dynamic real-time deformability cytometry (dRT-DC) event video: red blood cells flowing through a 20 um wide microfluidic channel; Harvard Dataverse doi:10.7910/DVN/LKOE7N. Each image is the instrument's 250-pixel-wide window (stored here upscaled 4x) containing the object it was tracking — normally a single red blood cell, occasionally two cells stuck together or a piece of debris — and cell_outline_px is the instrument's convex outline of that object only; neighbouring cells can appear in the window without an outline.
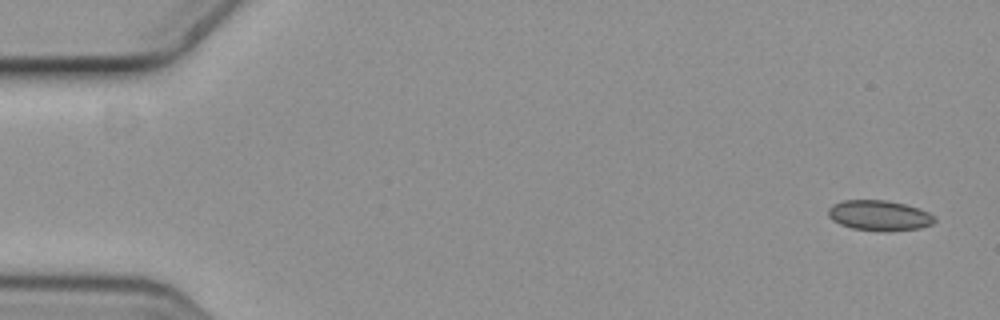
{"species": "common noctule bat (a hibernating species)", "species_latin": "Nyctalus noctula", "temperature_condition": "cold", "stored_images_in_passage": 5, "camera_frame_rate_fps": 3000, "um_per_image_px": 0.085, "animal": {"sex": "female", "body_mass_g": 19.3, "forearm_length_mm": 54.1}, "frame": {"image": 1, "passage_image": 1, "time_ms": 0.0, "image_size_px": [1000, 320], "cell_outline_px": [[936, 220], [932, 224], [920, 228], [888, 232], [884, 232], [852, 228], [840, 224], [832, 220], [828, 216], [828, 208], [832, 204], [844, 200], [884, 200], [904, 204], [920, 208], [936, 216]], "centroid_in_image_um": [74.75, 18.32], "position_along_channel_um": 10.2, "area_um2": 19.02}}
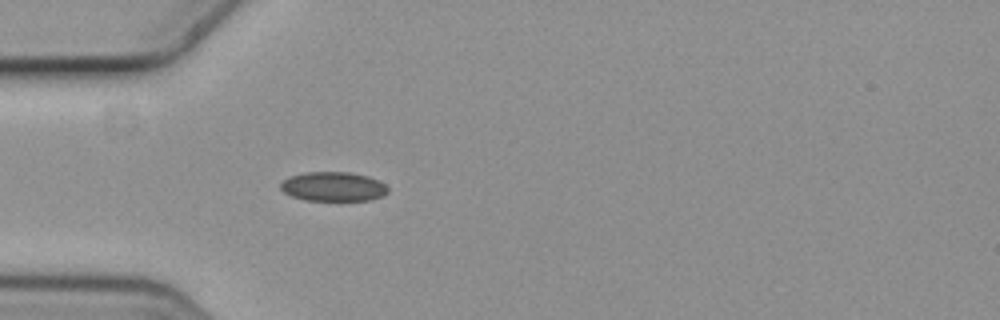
{"frame": {"image": 2, "passage_image": 5, "time_ms": 1.333, "image_size_px": [1000, 320], "cell_outline_px": [[388, 192], [384, 196], [372, 200], [304, 200], [292, 196], [284, 192], [280, 188], [280, 184], [288, 176], [304, 172], [348, 172], [368, 176], [384, 184], [388, 188]], "centroid_in_image_um": [28.32, 15.86], "position_along_channel_um": 56.7, "area_um2": 18.38}}